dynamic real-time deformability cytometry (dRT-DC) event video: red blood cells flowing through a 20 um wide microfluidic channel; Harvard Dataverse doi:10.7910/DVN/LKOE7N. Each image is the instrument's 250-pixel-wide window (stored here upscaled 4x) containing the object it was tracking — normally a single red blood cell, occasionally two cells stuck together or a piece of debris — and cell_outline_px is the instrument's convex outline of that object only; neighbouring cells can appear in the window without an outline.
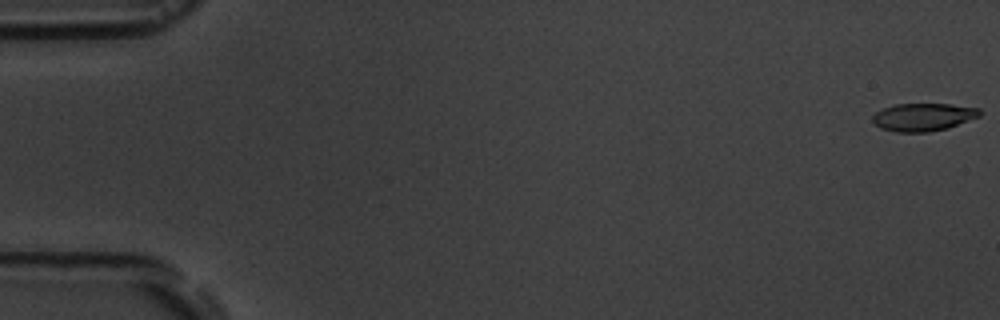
{"species": "common noctule bat (a hibernating species)", "species_latin": "Nyctalus noctula", "temperature_condition": "room temperature", "stored_images_in_passage": 6, "camera_frame_rate_fps": 3000, "um_per_image_px": 0.085, "animal": {"sex": "male", "body_mass_g": 19.5, "forearm_length_mm": 54.6}, "frame": {"image": 1, "passage_image": 1, "time_ms": 0.0, "image_size_px": [1000, 320], "cell_outline_px": [[980, 116], [948, 128], [928, 132], [896, 132], [880, 128], [872, 120], [872, 116], [876, 112], [892, 104], [948, 104], [980, 108]], "centroid_in_image_um": [78.46, 9.95], "position_along_channel_um": 6.5, "area_um2": 17.34}}
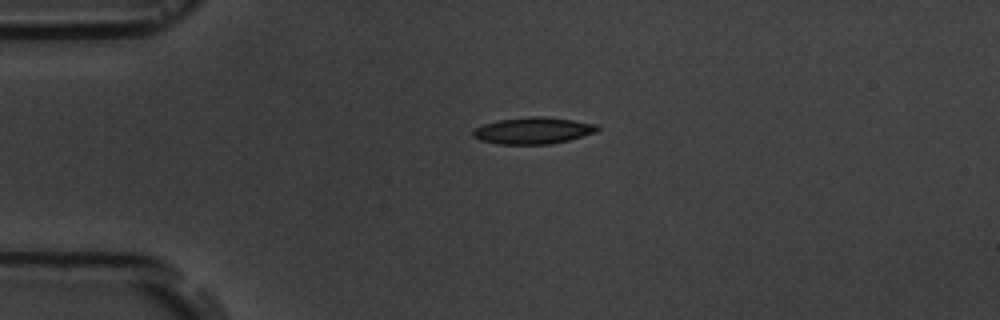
{"frame": {"image": 2, "passage_image": 4, "time_ms": 4.333, "image_size_px": [1000, 320], "cell_outline_px": [[600, 128], [596, 132], [568, 140], [548, 144], [500, 144], [480, 140], [472, 136], [472, 132], [476, 128], [484, 124], [500, 120], [532, 116], [544, 116], [572, 120], [596, 124]], "centroid_in_image_um": [45.31, 11.1], "position_along_channel_um": 39.7, "area_um2": 19.07}}